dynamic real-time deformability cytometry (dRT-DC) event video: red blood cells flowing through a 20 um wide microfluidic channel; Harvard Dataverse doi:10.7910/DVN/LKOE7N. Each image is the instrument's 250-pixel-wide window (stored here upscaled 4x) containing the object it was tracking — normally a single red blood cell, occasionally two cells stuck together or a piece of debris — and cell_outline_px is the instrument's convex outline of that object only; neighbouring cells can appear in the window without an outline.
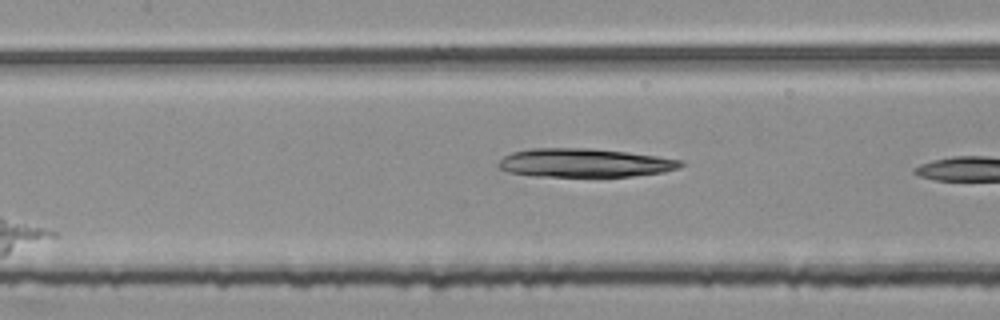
{"species": "common noctule bat (a hibernating species)", "species_latin": "Nyctalus noctula", "temperature_condition": "room temperature", "stored_images_in_passage": 6, "camera_frame_rate_fps": 3000, "um_per_image_px": 0.085, "animal": {"sex": "female", "body_mass_g": 25.1}, "frame": {"image": 1, "passage_image": 5, "time_ms": 1.333, "image_size_px": [1000, 320], "cell_outline_px": [[684, 164], [680, 168], [664, 172], [632, 176], [532, 176], [508, 172], [500, 168], [496, 164], [504, 156], [512, 152], [532, 148], [592, 148], [628, 152], [684, 160]], "centroid_in_image_um": [49.7, 13.84], "position_along_channel_um": 157.7, "area_um2": 30.52}}